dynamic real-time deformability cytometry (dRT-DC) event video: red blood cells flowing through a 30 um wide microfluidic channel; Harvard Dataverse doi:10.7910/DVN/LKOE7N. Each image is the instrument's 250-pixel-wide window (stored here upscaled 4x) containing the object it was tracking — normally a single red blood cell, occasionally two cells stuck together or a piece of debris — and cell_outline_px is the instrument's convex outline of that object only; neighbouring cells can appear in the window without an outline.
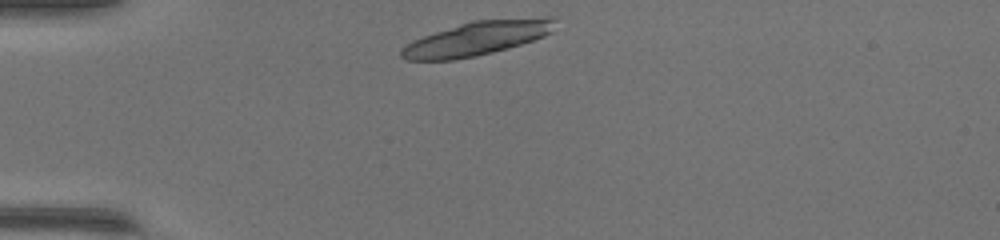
{"species": "common noctule bat (a hibernating species)", "species_latin": "Nyctalus noctula", "temperature_condition": "warm", "stored_images_in_passage": 37, "camera_frame_rate_fps": 3000, "um_per_image_px": 0.085, "animal": {"sex": "female", "body_mass_g": 17.0, "forearm_length_mm": 48.0}, "frame": {"image": 1, "passage_image": 1, "time_ms": 0.0, "image_size_px": [1000, 240], "cell_outline_px": [[556, 20], [552, 32], [544, 36], [508, 48], [476, 56], [452, 60], [404, 60], [400, 56], [400, 52], [412, 40], [472, 20], [544, 16], [556, 16]], "centroid_in_image_um": [40.61, 3.24], "position_along_channel_um": 44.4, "area_um2": 30.46}, "authors_computed_cell_mechanics": {"area_um2": 16.9932, "velocity_mm_per_s": 4.2013, "shape_relaxation_time_tau1_ms": 3.028, "shape_relaxation_time_tau2_ms": null, "deformation_change_tau1": 0.1499, "deformation_change_tau2": null}}